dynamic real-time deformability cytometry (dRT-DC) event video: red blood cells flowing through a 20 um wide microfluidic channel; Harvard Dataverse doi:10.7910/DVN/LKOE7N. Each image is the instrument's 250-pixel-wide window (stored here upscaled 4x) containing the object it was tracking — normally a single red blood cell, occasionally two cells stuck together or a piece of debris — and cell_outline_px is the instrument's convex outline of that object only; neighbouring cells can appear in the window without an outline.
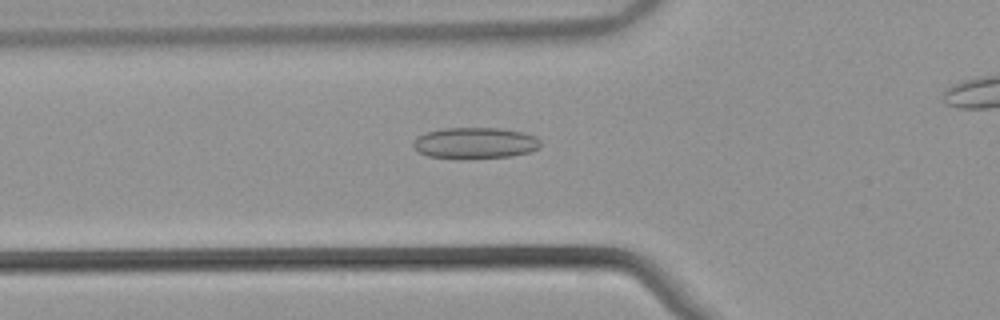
{"species": "common noctule bat (a hibernating species)", "species_latin": "Nyctalus noctula", "temperature_condition": "warm", "stored_images_in_passage": 48, "camera_frame_rate_fps": 3000, "um_per_image_px": 0.085, "animal": {"sex": "male", "body_mass_g": 21.5, "forearm_length_mm": 52.0}, "frame": {"image": 1, "passage_image": 20, "time_ms": 6.333, "image_size_px": [1000, 320], "cell_outline_px": [[540, 148], [528, 152], [512, 156], [428, 156], [420, 152], [412, 144], [416, 136], [428, 132], [444, 128], [500, 128], [524, 132], [536, 136], [540, 140]], "centroid_in_image_um": [40.43, 12.11], "position_along_channel_um": 85.4, "area_um2": 22.31}}
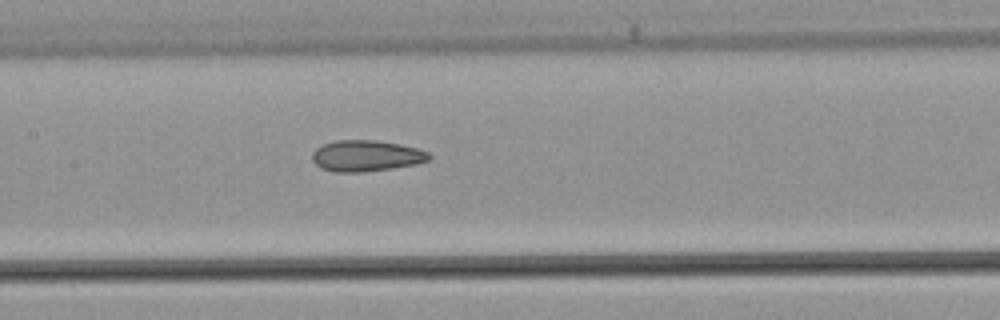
{"frame": {"image": 2, "passage_image": 27, "time_ms": 8.667, "image_size_px": [1000, 320], "cell_outline_px": [[432, 156], [428, 160], [416, 164], [392, 168], [360, 172], [332, 172], [320, 168], [312, 160], [312, 152], [316, 148], [324, 144], [336, 140], [376, 140], [400, 144], [416, 148], [428, 152]], "centroid_in_image_um": [31.1, 13.24], "position_along_channel_um": 176.3, "area_um2": 21.21}}
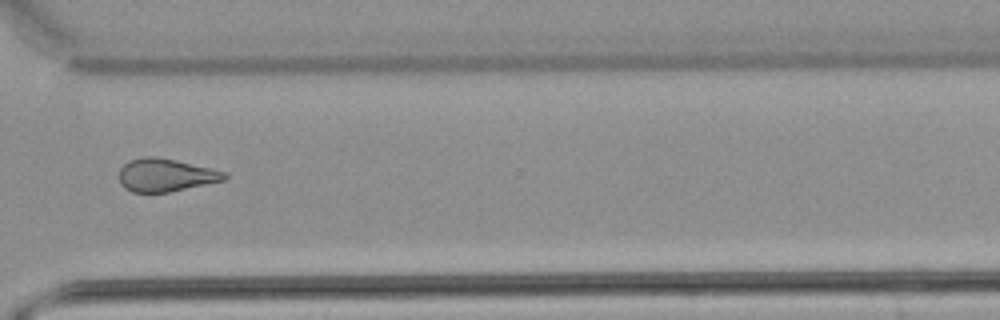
{"frame": {"image": 3, "passage_image": 41, "time_ms": 13.333, "image_size_px": [1000, 320], "cell_outline_px": [[228, 176], [224, 180], [168, 192], [132, 192], [124, 188], [120, 184], [120, 168], [128, 160], [144, 156], [156, 156], [176, 160], [228, 172]], "centroid_in_image_um": [14.06, 14.87], "position_along_channel_um": 356.5, "area_um2": 20.23}, "authors_computed_cell_mechanics": {"area_um2": 21.386, "velocity_mm_per_s": 3.8618, "shape_relaxation_time_tau1_ms": null, "shape_relaxation_time_tau2_ms": 3.2163, "deformation_change_tau1": null, "deformation_change_tau2": 0.1248}}